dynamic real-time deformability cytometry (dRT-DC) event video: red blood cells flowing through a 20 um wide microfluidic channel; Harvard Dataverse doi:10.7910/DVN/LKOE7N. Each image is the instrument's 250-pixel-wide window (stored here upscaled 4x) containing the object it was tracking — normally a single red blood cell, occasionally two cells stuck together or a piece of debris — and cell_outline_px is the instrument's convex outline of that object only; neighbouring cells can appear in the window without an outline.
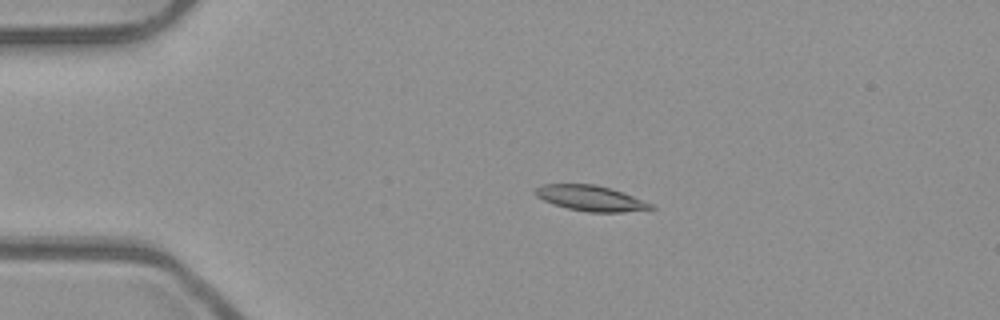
{"species": "common noctule bat (a hibernating species)", "species_latin": "Nyctalus noctula", "temperature_condition": "room temperature", "stored_images_in_passage": 47, "camera_frame_rate_fps": 3000, "um_per_image_px": 0.085, "animal": {"sex": "male", "body_mass_g": 23.1, "forearm_length_mm": 52.7}, "frame": {"image": 1, "passage_image": 6, "time_ms": 1.667, "image_size_px": [1000, 320], "cell_outline_px": [[656, 208], [624, 212], [588, 212], [568, 208], [552, 204], [536, 196], [532, 192], [536, 188], [544, 184], [596, 184], [612, 188], [652, 204]], "centroid_in_image_um": [50.17, 16.84], "position_along_channel_um": 34.8, "area_um2": 17.11}}
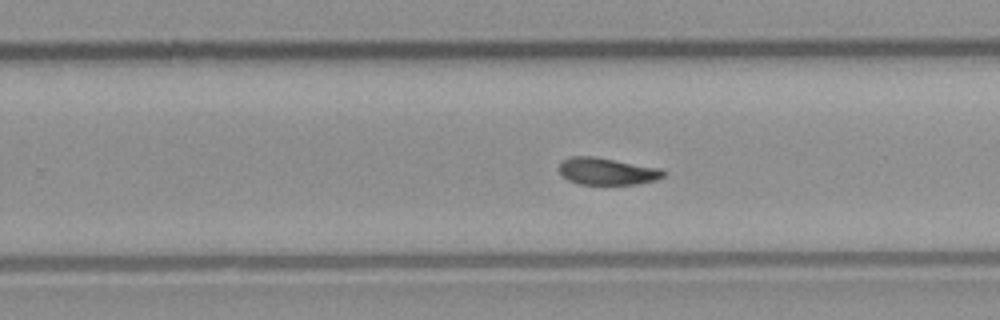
{"frame": {"image": 2, "passage_image": 28, "time_ms": 9.0, "image_size_px": [1000, 320], "cell_outline_px": [[668, 172], [664, 176], [656, 180], [640, 184], [580, 184], [568, 180], [560, 172], [560, 164], [564, 160], [572, 156], [592, 156], [660, 168]], "centroid_in_image_um": [51.65, 14.57], "position_along_channel_um": 278.2, "area_um2": 16.3}}
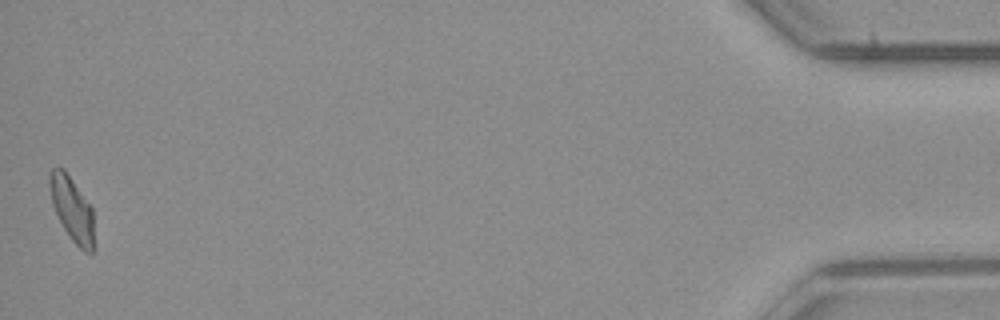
{"frame": {"image": 3, "passage_image": 47, "time_ms": 15.333, "image_size_px": [1000, 320], "cell_outline_px": [[92, 252], [84, 252], [72, 240], [64, 228], [52, 204], [48, 180], [48, 172], [52, 168], [64, 168], [92, 208]], "centroid_in_image_um": [6.08, 17.7], "position_along_channel_um": 429.1, "area_um2": 16.18}, "authors_computed_cell_mechanics": {"area_um2": 16.9354, "velocity_mm_per_s": 3.931, "shape_relaxation_time_tau1_ms": null, "shape_relaxation_time_tau2_ms": 9.5982, "deformation_change_tau1": null, "deformation_change_tau2": 0.1754}}